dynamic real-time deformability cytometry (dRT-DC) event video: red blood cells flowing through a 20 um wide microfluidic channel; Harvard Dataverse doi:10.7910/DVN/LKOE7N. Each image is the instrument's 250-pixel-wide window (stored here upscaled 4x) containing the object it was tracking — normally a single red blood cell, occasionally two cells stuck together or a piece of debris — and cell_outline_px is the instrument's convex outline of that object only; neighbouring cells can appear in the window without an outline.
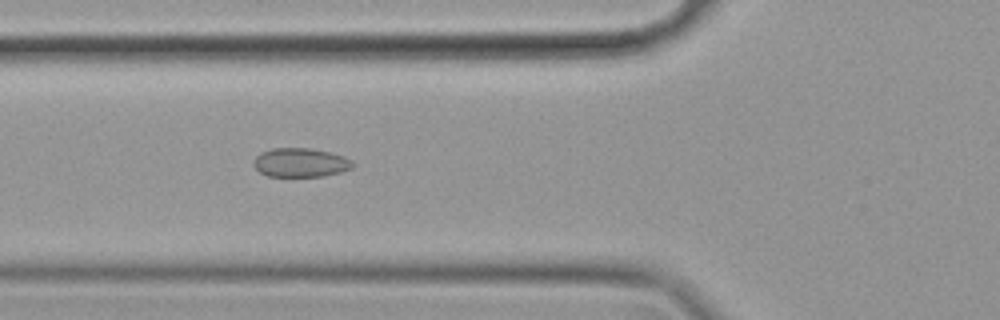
{"species": "common noctule bat (a hibernating species)", "species_latin": "Nyctalus noctula", "temperature_condition": "cold", "stored_images_in_passage": 33, "camera_frame_rate_fps": 3000, "um_per_image_px": 0.085, "animal": {"sex": "female", "body_mass_g": 19.9}, "frame": {"image": 1, "passage_image": 5, "time_ms": 1.333, "image_size_px": [1000, 320], "cell_outline_px": [[352, 168], [340, 172], [320, 176], [268, 176], [260, 172], [252, 164], [252, 160], [260, 152], [272, 148], [312, 148], [344, 156], [352, 160]], "centroid_in_image_um": [25.5, 13.81], "position_along_channel_um": 100.3, "area_um2": 16.7}}
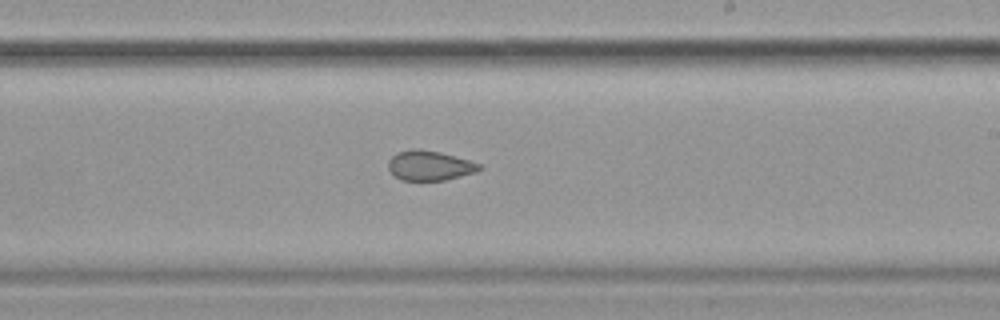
{"frame": {"image": 2, "passage_image": 18, "time_ms": 5.667, "image_size_px": [1000, 320], "cell_outline_px": [[484, 168], [476, 172], [444, 180], [400, 180], [388, 168], [388, 160], [396, 152], [412, 148], [420, 148], [440, 152], [468, 160], [480, 164]], "centroid_in_image_um": [36.5, 14.06], "position_along_channel_um": 252.5, "area_um2": 15.84}}
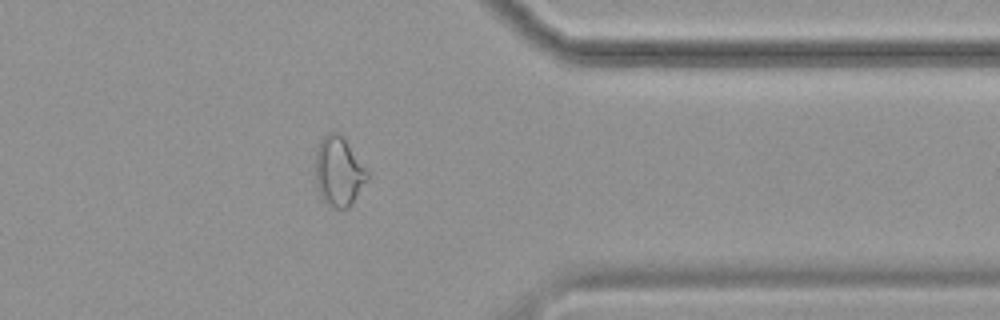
{"frame": {"image": 3, "passage_image": 30, "time_ms": 9.667, "image_size_px": [1000, 320], "cell_outline_px": [[368, 180], [348, 208], [336, 208], [324, 200], [320, 196], [316, 188], [316, 152], [320, 140], [324, 136], [332, 132], [336, 132], [344, 136], [368, 172]], "centroid_in_image_um": [28.79, 14.56], "position_along_channel_um": 382.6, "area_um2": 20.81}, "authors_computed_cell_mechanics": {"area_um2": 16.762, "velocity_mm_per_s": 3.5232, "shape_relaxation_time_tau1_ms": 3.886, "shape_relaxation_time_tau2_ms": 6.7323, "deformation_change_tau1": 0.0591, "deformation_change_tau2": 0.0875}}